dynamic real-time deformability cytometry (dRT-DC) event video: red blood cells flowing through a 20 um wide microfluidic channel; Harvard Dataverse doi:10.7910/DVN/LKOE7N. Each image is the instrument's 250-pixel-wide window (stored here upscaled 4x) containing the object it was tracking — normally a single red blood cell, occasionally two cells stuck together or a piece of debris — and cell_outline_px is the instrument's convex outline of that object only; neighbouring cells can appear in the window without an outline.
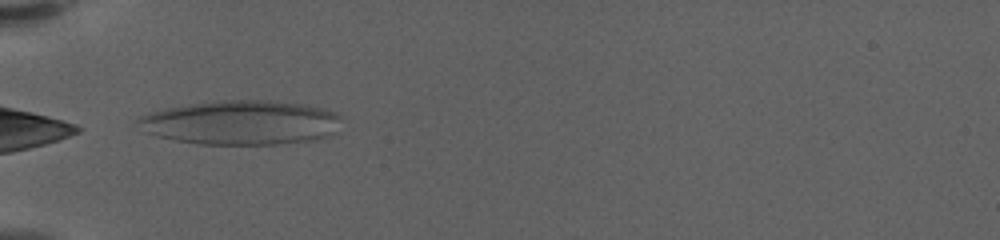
{"species": "human", "species_latin": "Homo sapiens", "temperature_condition": "warm", "stored_images_in_passage": 22, "camera_frame_rate_fps": 3000, "um_per_image_px": 0.085, "donor": {"sex": "female"}, "frame": {"image": 1, "passage_image": 1, "time_ms": 0.0, "image_size_px": [1000, 240], "cell_outline_px": [[344, 116], [336, 136], [316, 140], [276, 144], [200, 144], [176, 140], [144, 132], [136, 120], [140, 116], [148, 112], [164, 108], [220, 100], [268, 100], [300, 104], [320, 108], [336, 112]], "centroid_in_image_um": [20.58, 10.42], "position_along_channel_um": 64.4, "area_um2": 53.0}}
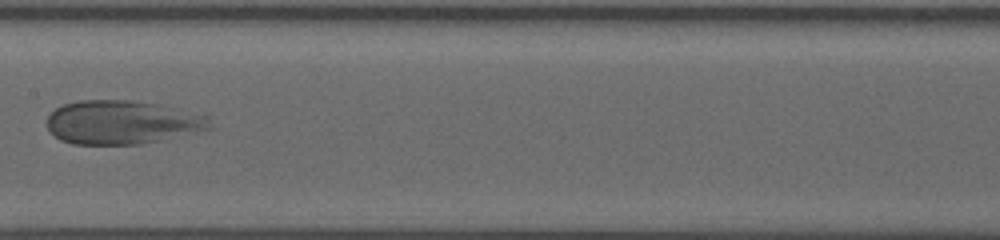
{"frame": {"image": 2, "passage_image": 11, "time_ms": 3.333, "image_size_px": [1000, 240], "cell_outline_px": [[216, 128], [140, 144], [72, 144], [60, 140], [48, 128], [48, 116], [56, 108], [64, 104], [80, 100], [132, 100], [156, 104], [204, 116]], "centroid_in_image_um": [10.35, 10.4], "position_along_channel_um": 197.1, "area_um2": 40.98}}
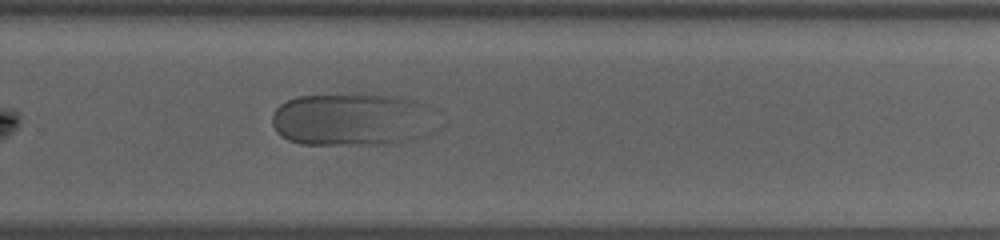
{"frame": {"image": 3, "passage_image": 19, "time_ms": 6.0, "image_size_px": [1000, 240], "cell_outline_px": [[440, 128], [436, 132], [424, 136], [392, 144], [300, 144], [288, 140], [280, 136], [276, 132], [272, 124], [272, 116], [276, 108], [280, 104], [288, 100], [300, 96], [356, 92], [368, 92], [400, 96], [416, 100], [424, 104]], "centroid_in_image_um": [29.98, 10.13], "position_along_channel_um": 299.8, "area_um2": 52.25}}